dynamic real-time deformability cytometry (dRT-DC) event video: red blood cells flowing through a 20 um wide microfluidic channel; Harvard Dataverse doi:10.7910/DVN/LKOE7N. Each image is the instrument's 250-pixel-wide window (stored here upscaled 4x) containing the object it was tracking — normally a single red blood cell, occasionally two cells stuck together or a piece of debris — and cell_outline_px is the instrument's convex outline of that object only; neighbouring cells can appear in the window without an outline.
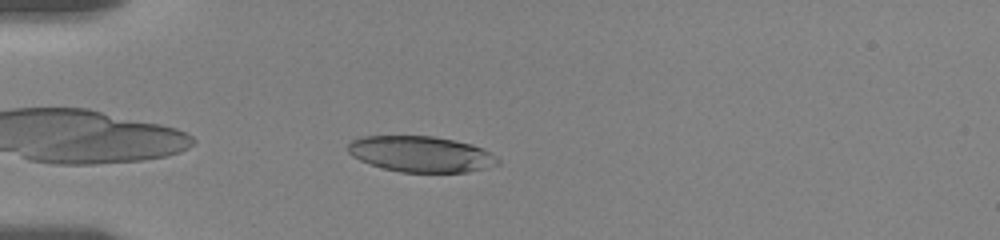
{"species": "human", "species_latin": "Homo sapiens", "temperature_condition": "room temperature", "stored_images_in_passage": 5, "camera_frame_rate_fps": 3000, "um_per_image_px": 0.085, "donor": {"sex": "female"}, "frame": {"image": 1, "passage_image": 1, "time_ms": 0.0, "image_size_px": [1000, 240], "cell_outline_px": [[500, 164], [468, 172], [400, 172], [384, 168], [360, 160], [352, 156], [348, 152], [348, 144], [352, 140], [364, 136], [432, 136], [472, 144], [496, 156], [500, 160]], "centroid_in_image_um": [35.78, 13.1], "position_along_channel_um": 49.2, "area_um2": 31.1}}
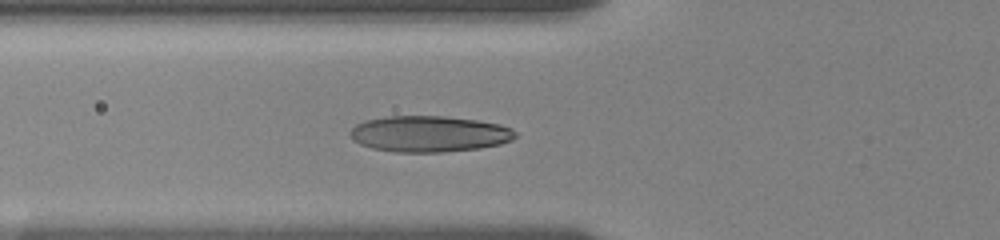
{"frame": {"image": 2, "passage_image": 3, "time_ms": 1.667, "image_size_px": [1000, 240], "cell_outline_px": [[516, 136], [512, 140], [500, 144], [480, 148], [440, 152], [392, 152], [372, 148], [360, 144], [348, 132], [356, 124], [364, 120], [388, 116], [444, 116], [476, 120], [500, 124], [512, 128], [516, 132]], "centroid_in_image_um": [36.49, 11.38], "position_along_channel_um": 89.3, "area_um2": 34.8}}
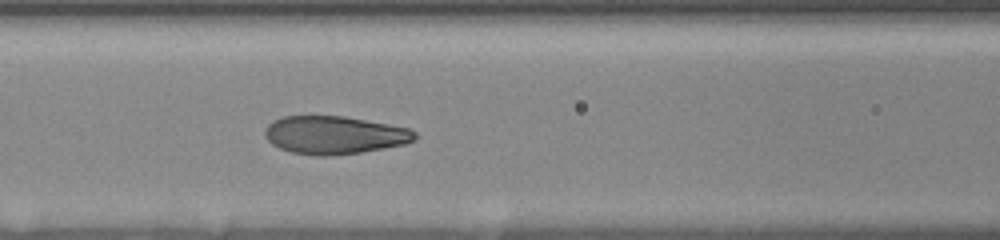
{"frame": {"image": 3, "passage_image": 5, "time_ms": 3.0, "image_size_px": [1000, 240], "cell_outline_px": [[416, 136], [412, 140], [404, 144], [384, 148], [360, 152], [328, 156], [316, 156], [292, 152], [280, 148], [272, 144], [264, 136], [264, 128], [272, 120], [284, 116], [344, 116], [408, 128], [416, 132]], "centroid_in_image_um": [28.36, 11.47], "position_along_channel_um": 138.2, "area_um2": 33.06}}